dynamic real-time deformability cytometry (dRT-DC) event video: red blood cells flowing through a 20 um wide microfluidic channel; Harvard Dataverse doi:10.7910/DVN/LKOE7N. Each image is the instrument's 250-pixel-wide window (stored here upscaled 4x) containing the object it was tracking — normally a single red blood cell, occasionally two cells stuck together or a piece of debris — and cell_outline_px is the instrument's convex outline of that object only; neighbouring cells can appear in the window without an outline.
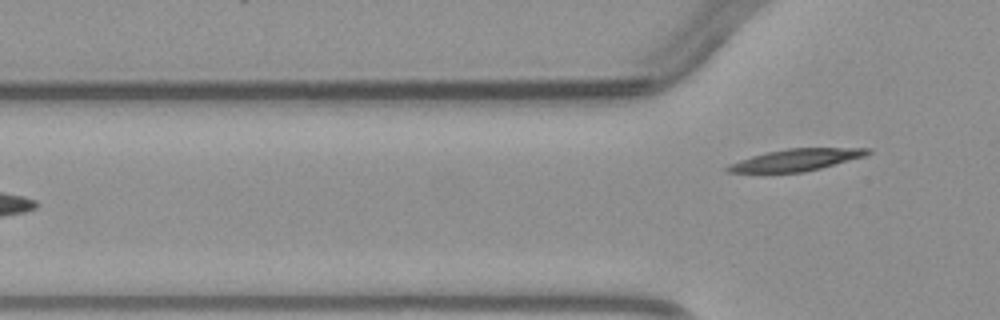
{"species": "common noctule bat (a hibernating species)", "species_latin": "Nyctalus noctula", "temperature_condition": "warm", "stored_images_in_passage": 2, "camera_frame_rate_fps": 3000, "um_per_image_px": 0.085, "animal": {"sex": "male", "body_mass_g": 23.1, "forearm_length_mm": 52.7}, "frame": {"image": 1, "passage_image": 2, "time_ms": 1.333, "image_size_px": [1000, 320], "cell_outline_px": [[872, 152], [864, 156], [820, 168], [804, 172], [724, 172], [724, 168], [728, 164], [752, 156], [768, 152], [788, 148], [872, 148]], "centroid_in_image_um": [67.66, 13.59], "position_along_channel_um": 58.1, "area_um2": 17.63}}